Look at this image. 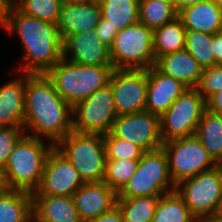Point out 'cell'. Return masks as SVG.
Instances as JSON below:
<instances>
[{
    "instance_id": "ffe728a7",
    "label": "cell",
    "mask_w": 222,
    "mask_h": 222,
    "mask_svg": "<svg viewBox=\"0 0 222 222\" xmlns=\"http://www.w3.org/2000/svg\"><path fill=\"white\" fill-rule=\"evenodd\" d=\"M155 66L164 74L180 81L187 88H196L203 68L186 50H180L160 56Z\"/></svg>"
},
{
    "instance_id": "d590c367",
    "label": "cell",
    "mask_w": 222,
    "mask_h": 222,
    "mask_svg": "<svg viewBox=\"0 0 222 222\" xmlns=\"http://www.w3.org/2000/svg\"><path fill=\"white\" fill-rule=\"evenodd\" d=\"M95 29L102 43L110 48L119 30L109 24L108 20L102 18L100 19V22L96 25Z\"/></svg>"
},
{
    "instance_id": "7402d4cb",
    "label": "cell",
    "mask_w": 222,
    "mask_h": 222,
    "mask_svg": "<svg viewBox=\"0 0 222 222\" xmlns=\"http://www.w3.org/2000/svg\"><path fill=\"white\" fill-rule=\"evenodd\" d=\"M177 17L186 30L213 35L222 24V6L213 0H204L179 10Z\"/></svg>"
},
{
    "instance_id": "7c38bea8",
    "label": "cell",
    "mask_w": 222,
    "mask_h": 222,
    "mask_svg": "<svg viewBox=\"0 0 222 222\" xmlns=\"http://www.w3.org/2000/svg\"><path fill=\"white\" fill-rule=\"evenodd\" d=\"M117 115L145 111L147 70L114 69L109 81Z\"/></svg>"
},
{
    "instance_id": "f35d334b",
    "label": "cell",
    "mask_w": 222,
    "mask_h": 222,
    "mask_svg": "<svg viewBox=\"0 0 222 222\" xmlns=\"http://www.w3.org/2000/svg\"><path fill=\"white\" fill-rule=\"evenodd\" d=\"M213 54L215 57V65L222 64V36L219 33L212 35Z\"/></svg>"
},
{
    "instance_id": "74e56055",
    "label": "cell",
    "mask_w": 222,
    "mask_h": 222,
    "mask_svg": "<svg viewBox=\"0 0 222 222\" xmlns=\"http://www.w3.org/2000/svg\"><path fill=\"white\" fill-rule=\"evenodd\" d=\"M206 109L222 115V91L214 93L206 100Z\"/></svg>"
},
{
    "instance_id": "2e32d148",
    "label": "cell",
    "mask_w": 222,
    "mask_h": 222,
    "mask_svg": "<svg viewBox=\"0 0 222 222\" xmlns=\"http://www.w3.org/2000/svg\"><path fill=\"white\" fill-rule=\"evenodd\" d=\"M72 197L81 221L88 222L113 209L118 193L101 181L84 183Z\"/></svg>"
},
{
    "instance_id": "7bdbcfd3",
    "label": "cell",
    "mask_w": 222,
    "mask_h": 222,
    "mask_svg": "<svg viewBox=\"0 0 222 222\" xmlns=\"http://www.w3.org/2000/svg\"><path fill=\"white\" fill-rule=\"evenodd\" d=\"M90 0H61L62 4H78V3H83V2H87Z\"/></svg>"
},
{
    "instance_id": "7a4b0ae2",
    "label": "cell",
    "mask_w": 222,
    "mask_h": 222,
    "mask_svg": "<svg viewBox=\"0 0 222 222\" xmlns=\"http://www.w3.org/2000/svg\"><path fill=\"white\" fill-rule=\"evenodd\" d=\"M9 33L16 32L24 49L21 73L46 74L62 59V38L58 26L21 12L12 5L1 25Z\"/></svg>"
},
{
    "instance_id": "7dc6e473",
    "label": "cell",
    "mask_w": 222,
    "mask_h": 222,
    "mask_svg": "<svg viewBox=\"0 0 222 222\" xmlns=\"http://www.w3.org/2000/svg\"><path fill=\"white\" fill-rule=\"evenodd\" d=\"M213 1L222 6V0H213Z\"/></svg>"
},
{
    "instance_id": "bcb514c9",
    "label": "cell",
    "mask_w": 222,
    "mask_h": 222,
    "mask_svg": "<svg viewBox=\"0 0 222 222\" xmlns=\"http://www.w3.org/2000/svg\"><path fill=\"white\" fill-rule=\"evenodd\" d=\"M161 1L172 4L176 9V0H161Z\"/></svg>"
},
{
    "instance_id": "1f68e13d",
    "label": "cell",
    "mask_w": 222,
    "mask_h": 222,
    "mask_svg": "<svg viewBox=\"0 0 222 222\" xmlns=\"http://www.w3.org/2000/svg\"><path fill=\"white\" fill-rule=\"evenodd\" d=\"M21 12L49 23H57L61 0H18L14 4Z\"/></svg>"
},
{
    "instance_id": "30bf717a",
    "label": "cell",
    "mask_w": 222,
    "mask_h": 222,
    "mask_svg": "<svg viewBox=\"0 0 222 222\" xmlns=\"http://www.w3.org/2000/svg\"><path fill=\"white\" fill-rule=\"evenodd\" d=\"M162 148L167 154L169 173L175 184L218 165L195 135L163 142Z\"/></svg>"
},
{
    "instance_id": "9c48e42d",
    "label": "cell",
    "mask_w": 222,
    "mask_h": 222,
    "mask_svg": "<svg viewBox=\"0 0 222 222\" xmlns=\"http://www.w3.org/2000/svg\"><path fill=\"white\" fill-rule=\"evenodd\" d=\"M206 109V100L197 88H187L160 116L163 142L195 135Z\"/></svg>"
},
{
    "instance_id": "4fadbf2b",
    "label": "cell",
    "mask_w": 222,
    "mask_h": 222,
    "mask_svg": "<svg viewBox=\"0 0 222 222\" xmlns=\"http://www.w3.org/2000/svg\"><path fill=\"white\" fill-rule=\"evenodd\" d=\"M116 138L130 141L144 152L162 147L160 117L148 111L119 115L110 131Z\"/></svg>"
},
{
    "instance_id": "f907efd6",
    "label": "cell",
    "mask_w": 222,
    "mask_h": 222,
    "mask_svg": "<svg viewBox=\"0 0 222 222\" xmlns=\"http://www.w3.org/2000/svg\"><path fill=\"white\" fill-rule=\"evenodd\" d=\"M28 222H37L34 218H32L30 221Z\"/></svg>"
},
{
    "instance_id": "e0dca14e",
    "label": "cell",
    "mask_w": 222,
    "mask_h": 222,
    "mask_svg": "<svg viewBox=\"0 0 222 222\" xmlns=\"http://www.w3.org/2000/svg\"><path fill=\"white\" fill-rule=\"evenodd\" d=\"M187 89L180 81L161 72L155 65L147 70L145 111L159 117Z\"/></svg>"
},
{
    "instance_id": "d4e9b609",
    "label": "cell",
    "mask_w": 222,
    "mask_h": 222,
    "mask_svg": "<svg viewBox=\"0 0 222 222\" xmlns=\"http://www.w3.org/2000/svg\"><path fill=\"white\" fill-rule=\"evenodd\" d=\"M185 44L186 29L178 17L154 29L153 53L155 60L165 54L185 49Z\"/></svg>"
},
{
    "instance_id": "ba28073f",
    "label": "cell",
    "mask_w": 222,
    "mask_h": 222,
    "mask_svg": "<svg viewBox=\"0 0 222 222\" xmlns=\"http://www.w3.org/2000/svg\"><path fill=\"white\" fill-rule=\"evenodd\" d=\"M175 191L199 222L213 215L222 199V165L181 180Z\"/></svg>"
},
{
    "instance_id": "f1b7e54d",
    "label": "cell",
    "mask_w": 222,
    "mask_h": 222,
    "mask_svg": "<svg viewBox=\"0 0 222 222\" xmlns=\"http://www.w3.org/2000/svg\"><path fill=\"white\" fill-rule=\"evenodd\" d=\"M178 15L175 7L161 0H139V22L156 29L173 21Z\"/></svg>"
},
{
    "instance_id": "277c9868",
    "label": "cell",
    "mask_w": 222,
    "mask_h": 222,
    "mask_svg": "<svg viewBox=\"0 0 222 222\" xmlns=\"http://www.w3.org/2000/svg\"><path fill=\"white\" fill-rule=\"evenodd\" d=\"M113 65H80L62 58L47 73L57 93L72 107L109 84Z\"/></svg>"
},
{
    "instance_id": "6da1fadb",
    "label": "cell",
    "mask_w": 222,
    "mask_h": 222,
    "mask_svg": "<svg viewBox=\"0 0 222 222\" xmlns=\"http://www.w3.org/2000/svg\"><path fill=\"white\" fill-rule=\"evenodd\" d=\"M24 131L56 145L73 131V107L55 90L46 74H30L25 85Z\"/></svg>"
},
{
    "instance_id": "44dd1931",
    "label": "cell",
    "mask_w": 222,
    "mask_h": 222,
    "mask_svg": "<svg viewBox=\"0 0 222 222\" xmlns=\"http://www.w3.org/2000/svg\"><path fill=\"white\" fill-rule=\"evenodd\" d=\"M37 222H82L72 196L32 195Z\"/></svg>"
},
{
    "instance_id": "603a6c76",
    "label": "cell",
    "mask_w": 222,
    "mask_h": 222,
    "mask_svg": "<svg viewBox=\"0 0 222 222\" xmlns=\"http://www.w3.org/2000/svg\"><path fill=\"white\" fill-rule=\"evenodd\" d=\"M32 218L31 193L6 188L0 194V222H28Z\"/></svg>"
},
{
    "instance_id": "60d3db41",
    "label": "cell",
    "mask_w": 222,
    "mask_h": 222,
    "mask_svg": "<svg viewBox=\"0 0 222 222\" xmlns=\"http://www.w3.org/2000/svg\"><path fill=\"white\" fill-rule=\"evenodd\" d=\"M201 1H204V0H176V11L178 12L179 10L183 8L193 6Z\"/></svg>"
},
{
    "instance_id": "5b68a950",
    "label": "cell",
    "mask_w": 222,
    "mask_h": 222,
    "mask_svg": "<svg viewBox=\"0 0 222 222\" xmlns=\"http://www.w3.org/2000/svg\"><path fill=\"white\" fill-rule=\"evenodd\" d=\"M55 148L72 163L84 183L104 180L107 157L103 134L73 130Z\"/></svg>"
},
{
    "instance_id": "681fc988",
    "label": "cell",
    "mask_w": 222,
    "mask_h": 222,
    "mask_svg": "<svg viewBox=\"0 0 222 222\" xmlns=\"http://www.w3.org/2000/svg\"><path fill=\"white\" fill-rule=\"evenodd\" d=\"M10 1L14 5L18 0H10Z\"/></svg>"
},
{
    "instance_id": "c3c4849f",
    "label": "cell",
    "mask_w": 222,
    "mask_h": 222,
    "mask_svg": "<svg viewBox=\"0 0 222 222\" xmlns=\"http://www.w3.org/2000/svg\"><path fill=\"white\" fill-rule=\"evenodd\" d=\"M218 33L222 36V24H221V26L219 27Z\"/></svg>"
},
{
    "instance_id": "83f0119b",
    "label": "cell",
    "mask_w": 222,
    "mask_h": 222,
    "mask_svg": "<svg viewBox=\"0 0 222 222\" xmlns=\"http://www.w3.org/2000/svg\"><path fill=\"white\" fill-rule=\"evenodd\" d=\"M161 196H142L117 199L116 206L124 222H152Z\"/></svg>"
},
{
    "instance_id": "836d02e7",
    "label": "cell",
    "mask_w": 222,
    "mask_h": 222,
    "mask_svg": "<svg viewBox=\"0 0 222 222\" xmlns=\"http://www.w3.org/2000/svg\"><path fill=\"white\" fill-rule=\"evenodd\" d=\"M196 88L205 100L222 91V64L204 68Z\"/></svg>"
},
{
    "instance_id": "4316f807",
    "label": "cell",
    "mask_w": 222,
    "mask_h": 222,
    "mask_svg": "<svg viewBox=\"0 0 222 222\" xmlns=\"http://www.w3.org/2000/svg\"><path fill=\"white\" fill-rule=\"evenodd\" d=\"M152 222H199L176 191L162 195Z\"/></svg>"
},
{
    "instance_id": "8fae6325",
    "label": "cell",
    "mask_w": 222,
    "mask_h": 222,
    "mask_svg": "<svg viewBox=\"0 0 222 222\" xmlns=\"http://www.w3.org/2000/svg\"><path fill=\"white\" fill-rule=\"evenodd\" d=\"M117 116L113 91L108 84L73 107V130L105 134L111 131Z\"/></svg>"
},
{
    "instance_id": "3957f363",
    "label": "cell",
    "mask_w": 222,
    "mask_h": 222,
    "mask_svg": "<svg viewBox=\"0 0 222 222\" xmlns=\"http://www.w3.org/2000/svg\"><path fill=\"white\" fill-rule=\"evenodd\" d=\"M24 134L15 144L1 170L7 189L33 194L39 187L46 159L55 145Z\"/></svg>"
},
{
    "instance_id": "8992f818",
    "label": "cell",
    "mask_w": 222,
    "mask_h": 222,
    "mask_svg": "<svg viewBox=\"0 0 222 222\" xmlns=\"http://www.w3.org/2000/svg\"><path fill=\"white\" fill-rule=\"evenodd\" d=\"M175 185L169 173L167 154L161 147L143 153L136 173L118 192L117 199L162 196L175 191Z\"/></svg>"
},
{
    "instance_id": "cb8c5ba5",
    "label": "cell",
    "mask_w": 222,
    "mask_h": 222,
    "mask_svg": "<svg viewBox=\"0 0 222 222\" xmlns=\"http://www.w3.org/2000/svg\"><path fill=\"white\" fill-rule=\"evenodd\" d=\"M195 136L212 159L222 165V115L205 109Z\"/></svg>"
},
{
    "instance_id": "484cf974",
    "label": "cell",
    "mask_w": 222,
    "mask_h": 222,
    "mask_svg": "<svg viewBox=\"0 0 222 222\" xmlns=\"http://www.w3.org/2000/svg\"><path fill=\"white\" fill-rule=\"evenodd\" d=\"M102 19L118 30L139 22V0H98Z\"/></svg>"
},
{
    "instance_id": "52a82bcc",
    "label": "cell",
    "mask_w": 222,
    "mask_h": 222,
    "mask_svg": "<svg viewBox=\"0 0 222 222\" xmlns=\"http://www.w3.org/2000/svg\"><path fill=\"white\" fill-rule=\"evenodd\" d=\"M154 30L137 22L118 31L110 47L114 69L148 70L156 64Z\"/></svg>"
},
{
    "instance_id": "ac0fdd59",
    "label": "cell",
    "mask_w": 222,
    "mask_h": 222,
    "mask_svg": "<svg viewBox=\"0 0 222 222\" xmlns=\"http://www.w3.org/2000/svg\"><path fill=\"white\" fill-rule=\"evenodd\" d=\"M101 18L98 0L78 4H62L56 25L63 40L68 35L87 33L96 27Z\"/></svg>"
},
{
    "instance_id": "4dcf8cb0",
    "label": "cell",
    "mask_w": 222,
    "mask_h": 222,
    "mask_svg": "<svg viewBox=\"0 0 222 222\" xmlns=\"http://www.w3.org/2000/svg\"><path fill=\"white\" fill-rule=\"evenodd\" d=\"M139 161L126 159L107 160L103 182L118 193L136 173Z\"/></svg>"
},
{
    "instance_id": "e575fe53",
    "label": "cell",
    "mask_w": 222,
    "mask_h": 222,
    "mask_svg": "<svg viewBox=\"0 0 222 222\" xmlns=\"http://www.w3.org/2000/svg\"><path fill=\"white\" fill-rule=\"evenodd\" d=\"M24 134L23 127H0V170L4 168L15 144Z\"/></svg>"
},
{
    "instance_id": "9a60e30c",
    "label": "cell",
    "mask_w": 222,
    "mask_h": 222,
    "mask_svg": "<svg viewBox=\"0 0 222 222\" xmlns=\"http://www.w3.org/2000/svg\"><path fill=\"white\" fill-rule=\"evenodd\" d=\"M62 58L80 65H113L110 48L102 43L95 28L66 36L62 41Z\"/></svg>"
},
{
    "instance_id": "d6a6232c",
    "label": "cell",
    "mask_w": 222,
    "mask_h": 222,
    "mask_svg": "<svg viewBox=\"0 0 222 222\" xmlns=\"http://www.w3.org/2000/svg\"><path fill=\"white\" fill-rule=\"evenodd\" d=\"M107 160H140L144 151L130 141L116 138L111 132L103 134Z\"/></svg>"
},
{
    "instance_id": "8d00e7d4",
    "label": "cell",
    "mask_w": 222,
    "mask_h": 222,
    "mask_svg": "<svg viewBox=\"0 0 222 222\" xmlns=\"http://www.w3.org/2000/svg\"><path fill=\"white\" fill-rule=\"evenodd\" d=\"M88 222H124L121 211L117 206L107 213H103Z\"/></svg>"
},
{
    "instance_id": "ee69618b",
    "label": "cell",
    "mask_w": 222,
    "mask_h": 222,
    "mask_svg": "<svg viewBox=\"0 0 222 222\" xmlns=\"http://www.w3.org/2000/svg\"><path fill=\"white\" fill-rule=\"evenodd\" d=\"M6 189L3 179V173L0 170V194Z\"/></svg>"
},
{
    "instance_id": "ab89813d",
    "label": "cell",
    "mask_w": 222,
    "mask_h": 222,
    "mask_svg": "<svg viewBox=\"0 0 222 222\" xmlns=\"http://www.w3.org/2000/svg\"><path fill=\"white\" fill-rule=\"evenodd\" d=\"M12 5L13 4L10 0H0V26L6 20L7 14L10 12Z\"/></svg>"
},
{
    "instance_id": "f6af8a7d",
    "label": "cell",
    "mask_w": 222,
    "mask_h": 222,
    "mask_svg": "<svg viewBox=\"0 0 222 222\" xmlns=\"http://www.w3.org/2000/svg\"><path fill=\"white\" fill-rule=\"evenodd\" d=\"M210 216H222V199L220 200L217 211L213 215H210Z\"/></svg>"
},
{
    "instance_id": "d6986e66",
    "label": "cell",
    "mask_w": 222,
    "mask_h": 222,
    "mask_svg": "<svg viewBox=\"0 0 222 222\" xmlns=\"http://www.w3.org/2000/svg\"><path fill=\"white\" fill-rule=\"evenodd\" d=\"M29 73L0 87V127H23L25 117V85Z\"/></svg>"
},
{
    "instance_id": "5bb4252c",
    "label": "cell",
    "mask_w": 222,
    "mask_h": 222,
    "mask_svg": "<svg viewBox=\"0 0 222 222\" xmlns=\"http://www.w3.org/2000/svg\"><path fill=\"white\" fill-rule=\"evenodd\" d=\"M83 184L72 163L54 147L46 159L40 185L32 195L72 196Z\"/></svg>"
},
{
    "instance_id": "f546056e",
    "label": "cell",
    "mask_w": 222,
    "mask_h": 222,
    "mask_svg": "<svg viewBox=\"0 0 222 222\" xmlns=\"http://www.w3.org/2000/svg\"><path fill=\"white\" fill-rule=\"evenodd\" d=\"M185 49L203 69L215 66L211 34L186 30Z\"/></svg>"
},
{
    "instance_id": "b9f144b4",
    "label": "cell",
    "mask_w": 222,
    "mask_h": 222,
    "mask_svg": "<svg viewBox=\"0 0 222 222\" xmlns=\"http://www.w3.org/2000/svg\"><path fill=\"white\" fill-rule=\"evenodd\" d=\"M202 222H222V216H208Z\"/></svg>"
}]
</instances>
